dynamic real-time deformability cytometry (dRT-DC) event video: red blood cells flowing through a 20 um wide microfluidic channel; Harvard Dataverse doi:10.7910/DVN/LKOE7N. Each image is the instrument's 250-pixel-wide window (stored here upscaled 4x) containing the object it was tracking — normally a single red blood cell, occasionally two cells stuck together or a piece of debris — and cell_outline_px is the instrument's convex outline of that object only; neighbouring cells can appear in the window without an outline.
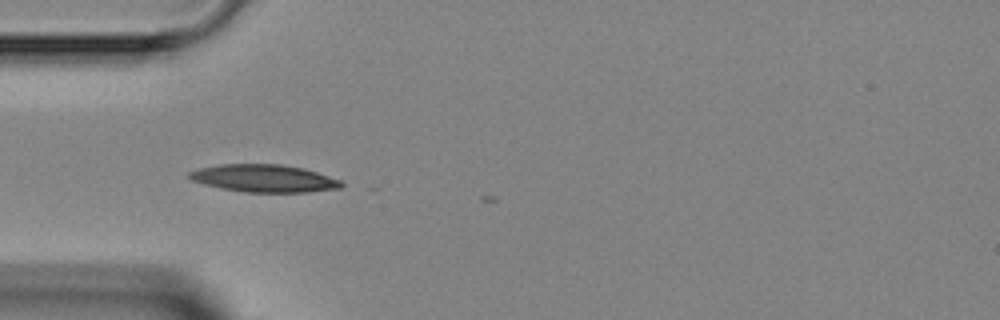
{"species": "Egyptian fruit bat (a non-hibernating species)", "species_latin": "Rousettus aegyptiacus", "temperature_condition": "room temperature", "stored_images_in_passage": 2, "camera_frame_rate_fps": 3000, "um_per_image_px": 0.085, "animal": {"sex": "female"}, "frame": {"image": 1, "passage_image": 1, "time_ms": 0.0, "image_size_px": [1000, 320], "cell_outline_px": [[344, 184], [340, 188], [308, 192], [244, 192], [220, 188], [204, 184], [192, 180], [188, 176], [188, 172], [200, 168], [220, 164], [280, 164], [304, 168], [340, 180]], "centroid_in_image_um": [22.43, 15.16], "position_along_channel_um": 62.6, "area_um2": 24.33}}
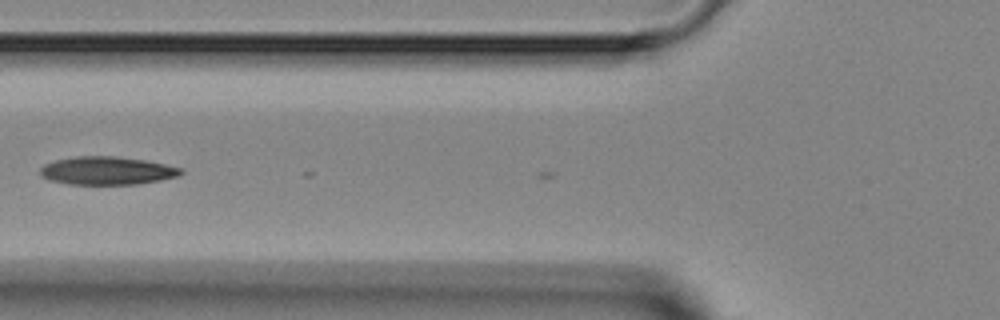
{"frame": {"image": 2, "passage_image": 2, "time_ms": 1.333, "image_size_px": [1000, 320], "cell_outline_px": [[184, 172], [176, 176], [160, 180], [136, 184], [68, 184], [48, 180], [40, 176], [40, 168], [44, 164], [56, 160], [76, 156], [116, 156], [144, 160], [184, 168]], "centroid_in_image_um": [9.07, 14.5], "position_along_channel_um": 116.7, "area_um2": 23.06}}